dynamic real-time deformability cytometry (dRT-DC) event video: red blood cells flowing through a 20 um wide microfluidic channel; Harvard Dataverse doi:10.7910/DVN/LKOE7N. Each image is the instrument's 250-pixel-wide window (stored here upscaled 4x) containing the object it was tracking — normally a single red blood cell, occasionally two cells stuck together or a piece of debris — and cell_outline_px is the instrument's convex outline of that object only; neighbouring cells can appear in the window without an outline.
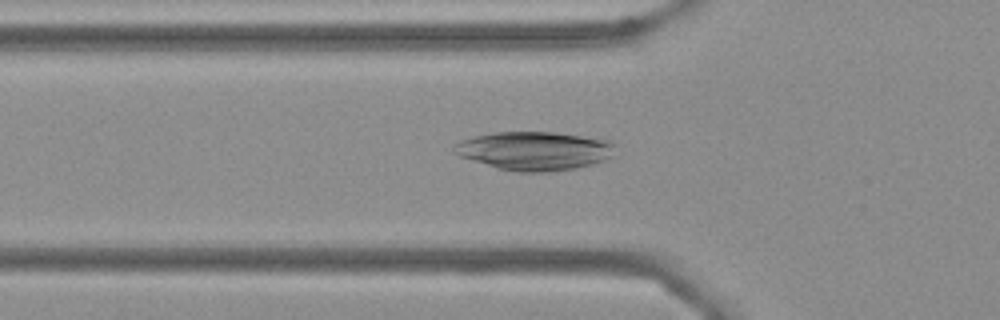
{"species": "Egyptian fruit bat (a non-hibernating species)", "species_latin": "Rousettus aegyptiacus", "temperature_condition": "cold", "stored_images_in_passage": 42, "camera_frame_rate_fps": 3000, "um_per_image_px": 0.085, "frame": {"image": 1, "passage_image": 5, "time_ms": 1.333, "image_size_px": [1000, 320], "cell_outline_px": [[612, 156], [604, 160], [592, 164], [576, 168], [552, 172], [520, 172], [500, 168], [460, 156], [452, 152], [452, 148], [460, 140], [492, 132], [556, 132], [608, 140], [612, 144]], "centroid_in_image_um": [45.41, 12.82], "position_along_channel_um": 80.4, "area_um2": 35.89}}
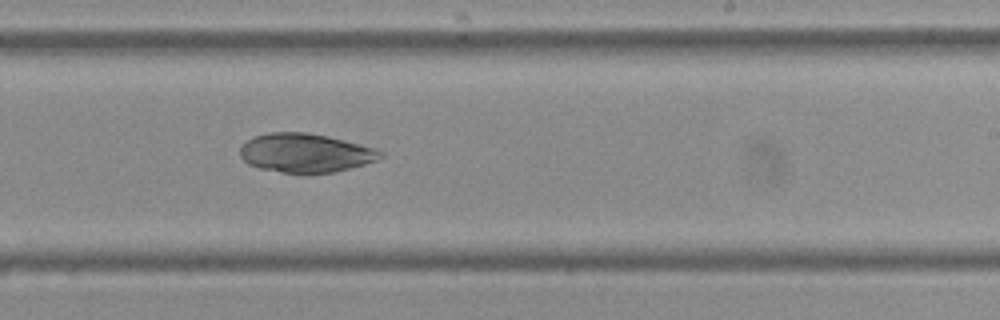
{"frame": {"image": 2, "passage_image": 20, "time_ms": 6.333, "image_size_px": [1000, 320], "cell_outline_px": [[384, 156], [376, 160], [364, 164], [336, 172], [304, 176], [280, 172], [260, 168], [248, 164], [240, 156], [240, 148], [252, 136], [268, 132], [308, 132], [328, 136], [376, 148], [384, 152]], "centroid_in_image_um": [25.97, 13.02], "position_along_channel_um": 263.0, "area_um2": 32.54}}
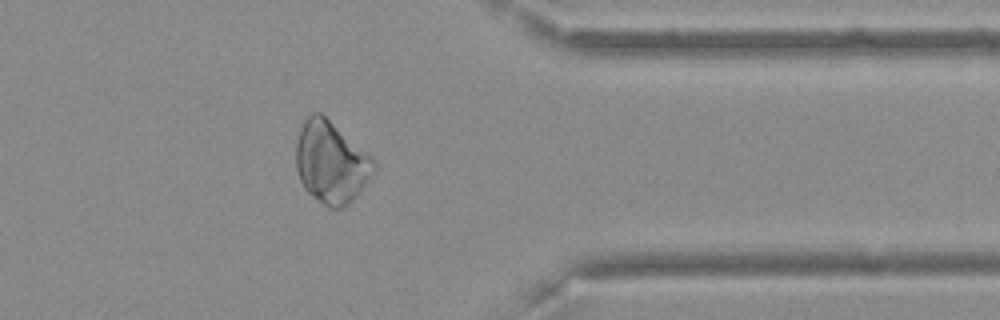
{"frame": {"image": 3, "passage_image": 31, "time_ms": 10.0, "image_size_px": [1000, 320], "cell_outline_px": [[376, 172], [356, 196], [348, 204], [340, 208], [328, 208], [312, 196], [304, 188], [300, 180], [296, 168], [296, 144], [304, 120], [312, 112], [320, 112], [372, 156], [376, 160]], "centroid_in_image_um": [28.16, 13.81], "position_along_channel_um": 383.2, "area_um2": 37.17}}